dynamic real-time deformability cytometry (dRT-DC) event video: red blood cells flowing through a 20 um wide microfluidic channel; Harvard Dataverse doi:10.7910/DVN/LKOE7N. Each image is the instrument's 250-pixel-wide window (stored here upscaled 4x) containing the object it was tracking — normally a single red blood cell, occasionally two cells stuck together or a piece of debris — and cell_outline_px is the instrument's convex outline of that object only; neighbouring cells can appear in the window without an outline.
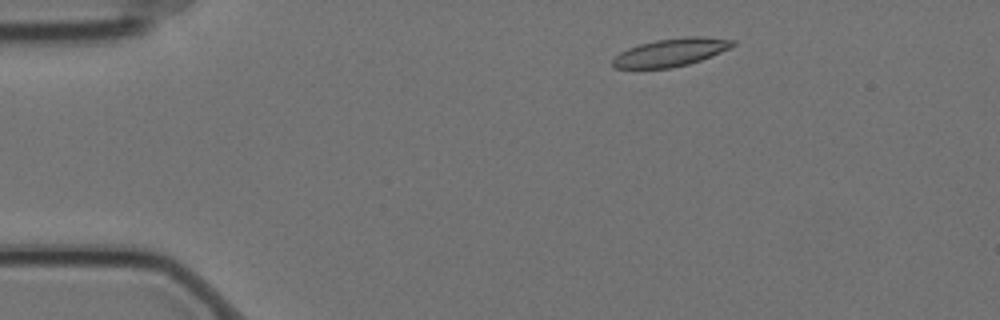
{"species": "Egyptian fruit bat (a non-hibernating species)", "species_latin": "Rousettus aegyptiacus", "temperature_condition": "cold", "stored_images_in_passage": 4, "camera_frame_rate_fps": 3000, "um_per_image_px": 0.085, "animal": {"sex": "female"}, "frame": {"image": 1, "passage_image": 2, "time_ms": 0.333, "image_size_px": [1000, 320], "cell_outline_px": [[736, 44], [720, 52], [700, 60], [688, 64], [672, 68], [616, 68], [612, 64], [612, 60], [620, 52], [628, 48], [640, 44], [656, 40], [684, 36], [700, 36], [736, 40]], "centroid_in_image_um": [57.02, 4.44], "position_along_channel_um": 28.0, "area_um2": 19.36}}